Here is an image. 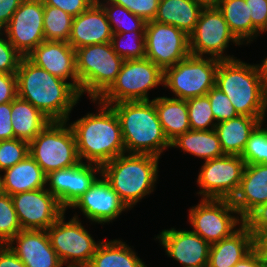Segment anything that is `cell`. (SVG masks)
<instances>
[{"mask_svg":"<svg viewBox=\"0 0 267 267\" xmlns=\"http://www.w3.org/2000/svg\"><path fill=\"white\" fill-rule=\"evenodd\" d=\"M17 96L31 103L50 121H68L82 97L68 81L51 75L23 57L16 72Z\"/></svg>","mask_w":267,"mask_h":267,"instance_id":"obj_1","label":"cell"},{"mask_svg":"<svg viewBox=\"0 0 267 267\" xmlns=\"http://www.w3.org/2000/svg\"><path fill=\"white\" fill-rule=\"evenodd\" d=\"M98 112L86 113L69 123L75 139L80 161L102 166L117 156L126 153L121 125L110 105L91 99Z\"/></svg>","mask_w":267,"mask_h":267,"instance_id":"obj_2","label":"cell"},{"mask_svg":"<svg viewBox=\"0 0 267 267\" xmlns=\"http://www.w3.org/2000/svg\"><path fill=\"white\" fill-rule=\"evenodd\" d=\"M118 116L126 153L161 157L170 148L155 108V98L110 105Z\"/></svg>","mask_w":267,"mask_h":267,"instance_id":"obj_3","label":"cell"},{"mask_svg":"<svg viewBox=\"0 0 267 267\" xmlns=\"http://www.w3.org/2000/svg\"><path fill=\"white\" fill-rule=\"evenodd\" d=\"M160 157L151 154L123 153L101 166V174L131 210L154 192Z\"/></svg>","mask_w":267,"mask_h":267,"instance_id":"obj_4","label":"cell"},{"mask_svg":"<svg viewBox=\"0 0 267 267\" xmlns=\"http://www.w3.org/2000/svg\"><path fill=\"white\" fill-rule=\"evenodd\" d=\"M216 86L227 95L239 115L262 118L267 83L257 64L237 58L220 60Z\"/></svg>","mask_w":267,"mask_h":267,"instance_id":"obj_5","label":"cell"},{"mask_svg":"<svg viewBox=\"0 0 267 267\" xmlns=\"http://www.w3.org/2000/svg\"><path fill=\"white\" fill-rule=\"evenodd\" d=\"M76 73L81 96L98 99L116 80L124 59L110 42L75 49Z\"/></svg>","mask_w":267,"mask_h":267,"instance_id":"obj_6","label":"cell"},{"mask_svg":"<svg viewBox=\"0 0 267 267\" xmlns=\"http://www.w3.org/2000/svg\"><path fill=\"white\" fill-rule=\"evenodd\" d=\"M29 155L48 175L55 170L79 164L76 139L68 121H50L48 125L29 142Z\"/></svg>","mask_w":267,"mask_h":267,"instance_id":"obj_7","label":"cell"},{"mask_svg":"<svg viewBox=\"0 0 267 267\" xmlns=\"http://www.w3.org/2000/svg\"><path fill=\"white\" fill-rule=\"evenodd\" d=\"M164 71L147 58L124 60L112 85L97 99L111 105L126 101H147L149 91L163 86Z\"/></svg>","mask_w":267,"mask_h":267,"instance_id":"obj_8","label":"cell"},{"mask_svg":"<svg viewBox=\"0 0 267 267\" xmlns=\"http://www.w3.org/2000/svg\"><path fill=\"white\" fill-rule=\"evenodd\" d=\"M219 59L189 55L176 65L164 70L163 86L176 99L205 96L216 85Z\"/></svg>","mask_w":267,"mask_h":267,"instance_id":"obj_9","label":"cell"},{"mask_svg":"<svg viewBox=\"0 0 267 267\" xmlns=\"http://www.w3.org/2000/svg\"><path fill=\"white\" fill-rule=\"evenodd\" d=\"M188 220L191 231L210 245L229 237L243 224L231 199L201 198L189 209Z\"/></svg>","mask_w":267,"mask_h":267,"instance_id":"obj_10","label":"cell"},{"mask_svg":"<svg viewBox=\"0 0 267 267\" xmlns=\"http://www.w3.org/2000/svg\"><path fill=\"white\" fill-rule=\"evenodd\" d=\"M65 213L47 229L52 248L63 265H88L101 240H94L78 214L65 221Z\"/></svg>","mask_w":267,"mask_h":267,"instance_id":"obj_11","label":"cell"},{"mask_svg":"<svg viewBox=\"0 0 267 267\" xmlns=\"http://www.w3.org/2000/svg\"><path fill=\"white\" fill-rule=\"evenodd\" d=\"M230 42L234 46L242 45L230 31L221 11L217 7H204L194 31L189 35L190 54L219 60L235 59L234 55L225 53Z\"/></svg>","mask_w":267,"mask_h":267,"instance_id":"obj_12","label":"cell"},{"mask_svg":"<svg viewBox=\"0 0 267 267\" xmlns=\"http://www.w3.org/2000/svg\"><path fill=\"white\" fill-rule=\"evenodd\" d=\"M245 161L240 155H227L204 161L196 180L201 198L232 199L241 183Z\"/></svg>","mask_w":267,"mask_h":267,"instance_id":"obj_13","label":"cell"},{"mask_svg":"<svg viewBox=\"0 0 267 267\" xmlns=\"http://www.w3.org/2000/svg\"><path fill=\"white\" fill-rule=\"evenodd\" d=\"M145 46V58L163 71L190 55L189 36L184 31L154 20L146 22Z\"/></svg>","mask_w":267,"mask_h":267,"instance_id":"obj_14","label":"cell"},{"mask_svg":"<svg viewBox=\"0 0 267 267\" xmlns=\"http://www.w3.org/2000/svg\"><path fill=\"white\" fill-rule=\"evenodd\" d=\"M43 17L44 4L41 0H23L10 22L2 29L8 41L23 57L45 41Z\"/></svg>","mask_w":267,"mask_h":267,"instance_id":"obj_15","label":"cell"},{"mask_svg":"<svg viewBox=\"0 0 267 267\" xmlns=\"http://www.w3.org/2000/svg\"><path fill=\"white\" fill-rule=\"evenodd\" d=\"M22 229L47 230L66 210L47 188L11 196Z\"/></svg>","mask_w":267,"mask_h":267,"instance_id":"obj_16","label":"cell"},{"mask_svg":"<svg viewBox=\"0 0 267 267\" xmlns=\"http://www.w3.org/2000/svg\"><path fill=\"white\" fill-rule=\"evenodd\" d=\"M100 175V165L81 161L73 167L50 172L46 188L67 211Z\"/></svg>","mask_w":267,"mask_h":267,"instance_id":"obj_17","label":"cell"},{"mask_svg":"<svg viewBox=\"0 0 267 267\" xmlns=\"http://www.w3.org/2000/svg\"><path fill=\"white\" fill-rule=\"evenodd\" d=\"M78 209L92 224H110L130 210L101 174L70 209Z\"/></svg>","mask_w":267,"mask_h":267,"instance_id":"obj_18","label":"cell"},{"mask_svg":"<svg viewBox=\"0 0 267 267\" xmlns=\"http://www.w3.org/2000/svg\"><path fill=\"white\" fill-rule=\"evenodd\" d=\"M156 239L165 249V255L180 263L182 267L208 265L210 244L191 230H176L171 227L162 230L154 238Z\"/></svg>","mask_w":267,"mask_h":267,"instance_id":"obj_19","label":"cell"},{"mask_svg":"<svg viewBox=\"0 0 267 267\" xmlns=\"http://www.w3.org/2000/svg\"><path fill=\"white\" fill-rule=\"evenodd\" d=\"M26 57L51 75L69 80L79 91L75 49L68 42L43 41Z\"/></svg>","mask_w":267,"mask_h":267,"instance_id":"obj_20","label":"cell"},{"mask_svg":"<svg viewBox=\"0 0 267 267\" xmlns=\"http://www.w3.org/2000/svg\"><path fill=\"white\" fill-rule=\"evenodd\" d=\"M7 245L26 267L64 266L52 248L47 230L22 229Z\"/></svg>","mask_w":267,"mask_h":267,"instance_id":"obj_21","label":"cell"},{"mask_svg":"<svg viewBox=\"0 0 267 267\" xmlns=\"http://www.w3.org/2000/svg\"><path fill=\"white\" fill-rule=\"evenodd\" d=\"M113 32L102 6L95 1L73 18L68 43L74 48L111 42Z\"/></svg>","mask_w":267,"mask_h":267,"instance_id":"obj_22","label":"cell"},{"mask_svg":"<svg viewBox=\"0 0 267 267\" xmlns=\"http://www.w3.org/2000/svg\"><path fill=\"white\" fill-rule=\"evenodd\" d=\"M244 219L257 206L267 203V164H246L241 183L231 199Z\"/></svg>","mask_w":267,"mask_h":267,"instance_id":"obj_23","label":"cell"},{"mask_svg":"<svg viewBox=\"0 0 267 267\" xmlns=\"http://www.w3.org/2000/svg\"><path fill=\"white\" fill-rule=\"evenodd\" d=\"M254 249V235L242 224L229 237L210 245L209 267H234Z\"/></svg>","mask_w":267,"mask_h":267,"instance_id":"obj_24","label":"cell"},{"mask_svg":"<svg viewBox=\"0 0 267 267\" xmlns=\"http://www.w3.org/2000/svg\"><path fill=\"white\" fill-rule=\"evenodd\" d=\"M3 174V190L10 196L46 188L47 175L30 155L14 166L5 169Z\"/></svg>","mask_w":267,"mask_h":267,"instance_id":"obj_25","label":"cell"},{"mask_svg":"<svg viewBox=\"0 0 267 267\" xmlns=\"http://www.w3.org/2000/svg\"><path fill=\"white\" fill-rule=\"evenodd\" d=\"M260 123L261 118L245 115L217 123L214 130L224 154L241 155L250 134Z\"/></svg>","mask_w":267,"mask_h":267,"instance_id":"obj_26","label":"cell"},{"mask_svg":"<svg viewBox=\"0 0 267 267\" xmlns=\"http://www.w3.org/2000/svg\"><path fill=\"white\" fill-rule=\"evenodd\" d=\"M203 8L193 0H160L154 21L175 26L189 36L194 31Z\"/></svg>","mask_w":267,"mask_h":267,"instance_id":"obj_27","label":"cell"},{"mask_svg":"<svg viewBox=\"0 0 267 267\" xmlns=\"http://www.w3.org/2000/svg\"><path fill=\"white\" fill-rule=\"evenodd\" d=\"M11 120L14 138L31 142L50 122L28 101L16 97L11 102Z\"/></svg>","mask_w":267,"mask_h":267,"instance_id":"obj_28","label":"cell"},{"mask_svg":"<svg viewBox=\"0 0 267 267\" xmlns=\"http://www.w3.org/2000/svg\"><path fill=\"white\" fill-rule=\"evenodd\" d=\"M170 148H179L204 161L224 156L215 130H189L170 142Z\"/></svg>","mask_w":267,"mask_h":267,"instance_id":"obj_29","label":"cell"},{"mask_svg":"<svg viewBox=\"0 0 267 267\" xmlns=\"http://www.w3.org/2000/svg\"><path fill=\"white\" fill-rule=\"evenodd\" d=\"M155 108L169 142L191 130L186 100L167 96L155 97Z\"/></svg>","mask_w":267,"mask_h":267,"instance_id":"obj_30","label":"cell"},{"mask_svg":"<svg viewBox=\"0 0 267 267\" xmlns=\"http://www.w3.org/2000/svg\"><path fill=\"white\" fill-rule=\"evenodd\" d=\"M88 267H147V265L126 242L113 239L101 241Z\"/></svg>","mask_w":267,"mask_h":267,"instance_id":"obj_31","label":"cell"},{"mask_svg":"<svg viewBox=\"0 0 267 267\" xmlns=\"http://www.w3.org/2000/svg\"><path fill=\"white\" fill-rule=\"evenodd\" d=\"M217 8L223 14L232 34L242 45L251 44L260 36L261 33L252 25L245 0H220Z\"/></svg>","mask_w":267,"mask_h":267,"instance_id":"obj_32","label":"cell"},{"mask_svg":"<svg viewBox=\"0 0 267 267\" xmlns=\"http://www.w3.org/2000/svg\"><path fill=\"white\" fill-rule=\"evenodd\" d=\"M104 9L113 33L145 31L146 22L110 0H96Z\"/></svg>","mask_w":267,"mask_h":267,"instance_id":"obj_33","label":"cell"},{"mask_svg":"<svg viewBox=\"0 0 267 267\" xmlns=\"http://www.w3.org/2000/svg\"><path fill=\"white\" fill-rule=\"evenodd\" d=\"M73 18L57 7L44 5L43 27L45 41L68 42Z\"/></svg>","mask_w":267,"mask_h":267,"instance_id":"obj_34","label":"cell"},{"mask_svg":"<svg viewBox=\"0 0 267 267\" xmlns=\"http://www.w3.org/2000/svg\"><path fill=\"white\" fill-rule=\"evenodd\" d=\"M110 43L113 50L124 60L145 58V31L113 33Z\"/></svg>","mask_w":267,"mask_h":267,"instance_id":"obj_35","label":"cell"},{"mask_svg":"<svg viewBox=\"0 0 267 267\" xmlns=\"http://www.w3.org/2000/svg\"><path fill=\"white\" fill-rule=\"evenodd\" d=\"M191 130H213L216 126L207 95L186 100Z\"/></svg>","mask_w":267,"mask_h":267,"instance_id":"obj_36","label":"cell"},{"mask_svg":"<svg viewBox=\"0 0 267 267\" xmlns=\"http://www.w3.org/2000/svg\"><path fill=\"white\" fill-rule=\"evenodd\" d=\"M260 123L250 134L240 155L246 164H267V125Z\"/></svg>","mask_w":267,"mask_h":267,"instance_id":"obj_37","label":"cell"},{"mask_svg":"<svg viewBox=\"0 0 267 267\" xmlns=\"http://www.w3.org/2000/svg\"><path fill=\"white\" fill-rule=\"evenodd\" d=\"M21 230L12 198L4 193L0 196V243L7 244Z\"/></svg>","mask_w":267,"mask_h":267,"instance_id":"obj_38","label":"cell"},{"mask_svg":"<svg viewBox=\"0 0 267 267\" xmlns=\"http://www.w3.org/2000/svg\"><path fill=\"white\" fill-rule=\"evenodd\" d=\"M29 155V142L21 139L0 141V172L8 169Z\"/></svg>","mask_w":267,"mask_h":267,"instance_id":"obj_39","label":"cell"},{"mask_svg":"<svg viewBox=\"0 0 267 267\" xmlns=\"http://www.w3.org/2000/svg\"><path fill=\"white\" fill-rule=\"evenodd\" d=\"M216 123L236 118L239 114L225 93L216 85L206 94Z\"/></svg>","mask_w":267,"mask_h":267,"instance_id":"obj_40","label":"cell"},{"mask_svg":"<svg viewBox=\"0 0 267 267\" xmlns=\"http://www.w3.org/2000/svg\"><path fill=\"white\" fill-rule=\"evenodd\" d=\"M23 56L8 41L0 30V73H16Z\"/></svg>","mask_w":267,"mask_h":267,"instance_id":"obj_41","label":"cell"},{"mask_svg":"<svg viewBox=\"0 0 267 267\" xmlns=\"http://www.w3.org/2000/svg\"><path fill=\"white\" fill-rule=\"evenodd\" d=\"M114 4L128 9L145 22L153 21L156 17L160 0H110Z\"/></svg>","mask_w":267,"mask_h":267,"instance_id":"obj_42","label":"cell"},{"mask_svg":"<svg viewBox=\"0 0 267 267\" xmlns=\"http://www.w3.org/2000/svg\"><path fill=\"white\" fill-rule=\"evenodd\" d=\"M243 224L256 235L267 232V203L257 206L244 219Z\"/></svg>","mask_w":267,"mask_h":267,"instance_id":"obj_43","label":"cell"},{"mask_svg":"<svg viewBox=\"0 0 267 267\" xmlns=\"http://www.w3.org/2000/svg\"><path fill=\"white\" fill-rule=\"evenodd\" d=\"M252 25L262 34L267 29V0H245Z\"/></svg>","mask_w":267,"mask_h":267,"instance_id":"obj_44","label":"cell"},{"mask_svg":"<svg viewBox=\"0 0 267 267\" xmlns=\"http://www.w3.org/2000/svg\"><path fill=\"white\" fill-rule=\"evenodd\" d=\"M44 5L57 7L72 17L87 10L96 0H41Z\"/></svg>","mask_w":267,"mask_h":267,"instance_id":"obj_45","label":"cell"},{"mask_svg":"<svg viewBox=\"0 0 267 267\" xmlns=\"http://www.w3.org/2000/svg\"><path fill=\"white\" fill-rule=\"evenodd\" d=\"M17 97L16 73H0V104L12 102Z\"/></svg>","mask_w":267,"mask_h":267,"instance_id":"obj_46","label":"cell"},{"mask_svg":"<svg viewBox=\"0 0 267 267\" xmlns=\"http://www.w3.org/2000/svg\"><path fill=\"white\" fill-rule=\"evenodd\" d=\"M14 139L11 102L0 104V141Z\"/></svg>","mask_w":267,"mask_h":267,"instance_id":"obj_47","label":"cell"},{"mask_svg":"<svg viewBox=\"0 0 267 267\" xmlns=\"http://www.w3.org/2000/svg\"><path fill=\"white\" fill-rule=\"evenodd\" d=\"M23 0H0V30L11 20V17Z\"/></svg>","mask_w":267,"mask_h":267,"instance_id":"obj_48","label":"cell"},{"mask_svg":"<svg viewBox=\"0 0 267 267\" xmlns=\"http://www.w3.org/2000/svg\"><path fill=\"white\" fill-rule=\"evenodd\" d=\"M0 267H26L7 244L0 245Z\"/></svg>","mask_w":267,"mask_h":267,"instance_id":"obj_49","label":"cell"},{"mask_svg":"<svg viewBox=\"0 0 267 267\" xmlns=\"http://www.w3.org/2000/svg\"><path fill=\"white\" fill-rule=\"evenodd\" d=\"M254 249L260 255L265 267H267V232L254 235Z\"/></svg>","mask_w":267,"mask_h":267,"instance_id":"obj_50","label":"cell"},{"mask_svg":"<svg viewBox=\"0 0 267 267\" xmlns=\"http://www.w3.org/2000/svg\"><path fill=\"white\" fill-rule=\"evenodd\" d=\"M234 267H265L258 252L253 249L247 256L239 261Z\"/></svg>","mask_w":267,"mask_h":267,"instance_id":"obj_51","label":"cell"},{"mask_svg":"<svg viewBox=\"0 0 267 267\" xmlns=\"http://www.w3.org/2000/svg\"><path fill=\"white\" fill-rule=\"evenodd\" d=\"M262 63H258L257 66L259 68V72L263 77L264 81L267 83V56L261 60Z\"/></svg>","mask_w":267,"mask_h":267,"instance_id":"obj_52","label":"cell"},{"mask_svg":"<svg viewBox=\"0 0 267 267\" xmlns=\"http://www.w3.org/2000/svg\"><path fill=\"white\" fill-rule=\"evenodd\" d=\"M203 7H217L220 0H193Z\"/></svg>","mask_w":267,"mask_h":267,"instance_id":"obj_53","label":"cell"},{"mask_svg":"<svg viewBox=\"0 0 267 267\" xmlns=\"http://www.w3.org/2000/svg\"><path fill=\"white\" fill-rule=\"evenodd\" d=\"M267 90H266V93H265V97H264V107H263V114H262V118H261V124L264 125V121H266V117H267Z\"/></svg>","mask_w":267,"mask_h":267,"instance_id":"obj_54","label":"cell"},{"mask_svg":"<svg viewBox=\"0 0 267 267\" xmlns=\"http://www.w3.org/2000/svg\"><path fill=\"white\" fill-rule=\"evenodd\" d=\"M3 194H4V190H3V176L0 174V196H2Z\"/></svg>","mask_w":267,"mask_h":267,"instance_id":"obj_55","label":"cell"},{"mask_svg":"<svg viewBox=\"0 0 267 267\" xmlns=\"http://www.w3.org/2000/svg\"><path fill=\"white\" fill-rule=\"evenodd\" d=\"M66 267H88V265H66Z\"/></svg>","mask_w":267,"mask_h":267,"instance_id":"obj_56","label":"cell"},{"mask_svg":"<svg viewBox=\"0 0 267 267\" xmlns=\"http://www.w3.org/2000/svg\"><path fill=\"white\" fill-rule=\"evenodd\" d=\"M183 267H209L208 265H194V266H183Z\"/></svg>","mask_w":267,"mask_h":267,"instance_id":"obj_57","label":"cell"}]
</instances>
